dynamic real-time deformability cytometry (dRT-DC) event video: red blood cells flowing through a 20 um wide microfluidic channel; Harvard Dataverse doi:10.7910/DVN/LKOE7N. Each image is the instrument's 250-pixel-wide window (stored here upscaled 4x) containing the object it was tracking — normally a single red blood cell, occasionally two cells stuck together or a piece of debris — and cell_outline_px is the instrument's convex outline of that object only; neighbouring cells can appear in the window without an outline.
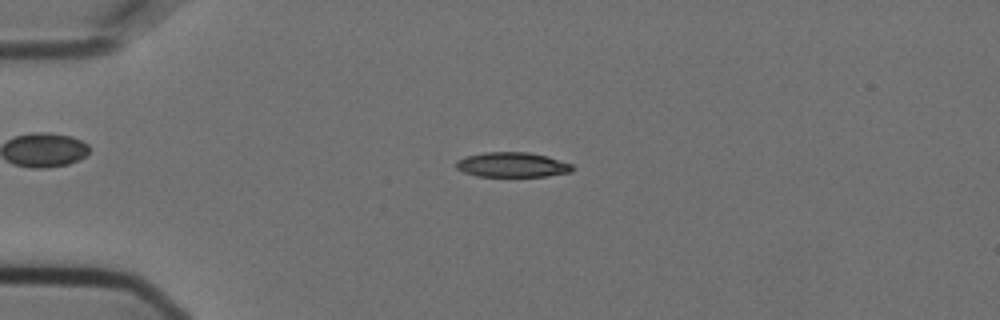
{"species": "Egyptian fruit bat (a non-hibernating species)", "species_latin": "Rousettus aegyptiacus", "temperature_condition": "cold", "stored_images_in_passage": 55, "camera_frame_rate_fps": 3000, "um_per_image_px": 0.085, "animal": {"sex": "female"}, "frame": {"image": 1, "passage_image": 13, "time_ms": 4.0, "image_size_px": [1000, 320], "cell_outline_px": [[572, 172], [548, 176], [476, 176], [464, 172], [456, 168], [456, 160], [468, 156], [484, 152], [528, 152], [548, 156], [572, 164]], "centroid_in_image_um": [43.55, 14.0], "position_along_channel_um": 41.5, "area_um2": 16.82}}
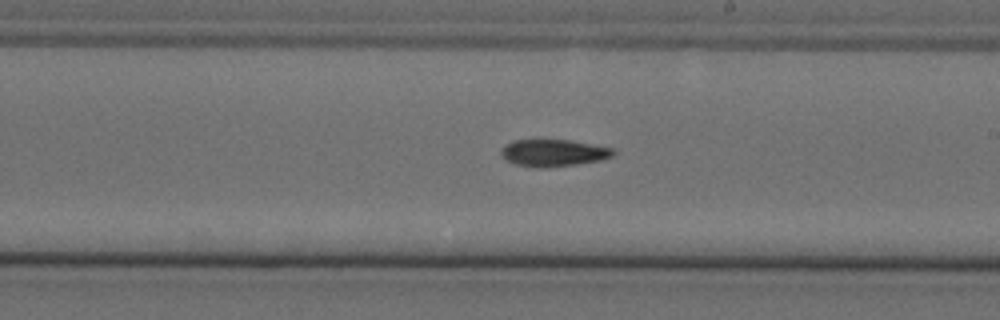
{"frame": {"image": 2, "passage_image": 32, "time_ms": 10.333, "image_size_px": [1000, 320], "cell_outline_px": [[616, 152], [612, 156], [600, 160], [576, 164], [544, 168], [536, 168], [516, 164], [500, 156], [500, 152], [512, 140], [540, 136], [568, 140], [612, 148]], "centroid_in_image_um": [46.98, 12.95], "position_along_channel_um": 242.0, "area_um2": 18.21}}
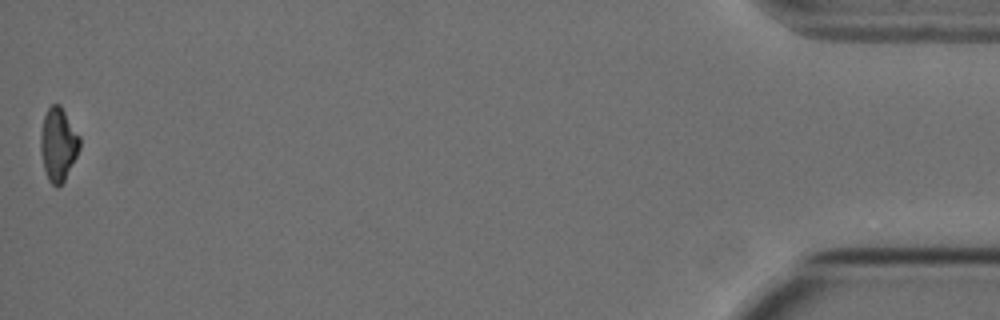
{"frame": {"image": 3, "passage_image": 55, "time_ms": 18.0, "image_size_px": [1000, 320], "cell_outline_px": [[80, 148], [64, 180], [56, 188], [48, 180], [44, 168], [40, 148], [40, 132], [44, 116], [48, 108], [52, 104], [60, 104], [80, 136]], "centroid_in_image_um": [4.94, 12.25], "position_along_channel_um": 430.3, "area_um2": 16.59}, "authors_computed_cell_mechanics": {"area_um2": 17.2244, "velocity_mm_per_s": 3.6305, "shape_relaxation_time_tau1_ms": 4.9968, "shape_relaxation_time_tau2_ms": null, "deformation_change_tau1": 0.1395, "deformation_change_tau2": null}}